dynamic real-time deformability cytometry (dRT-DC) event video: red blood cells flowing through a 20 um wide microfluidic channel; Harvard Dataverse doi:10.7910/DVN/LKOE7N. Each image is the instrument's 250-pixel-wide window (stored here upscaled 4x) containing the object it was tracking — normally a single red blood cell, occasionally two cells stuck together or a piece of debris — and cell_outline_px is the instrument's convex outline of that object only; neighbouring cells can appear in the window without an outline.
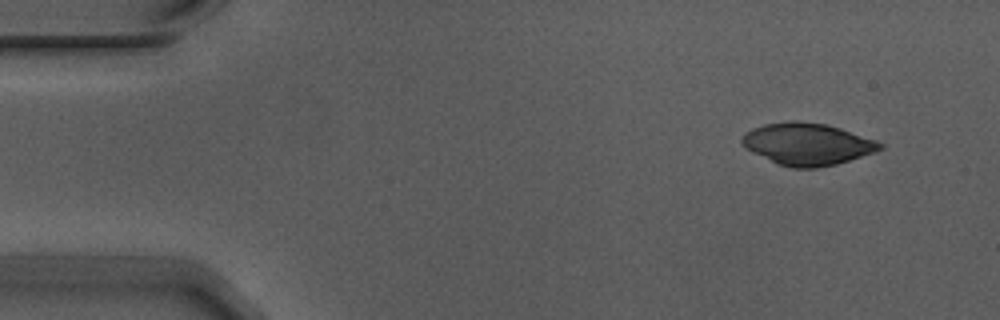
{"species": "Egyptian fruit bat (a non-hibernating species)", "species_latin": "Rousettus aegyptiacus", "temperature_condition": "warm", "stored_images_in_passage": 51, "camera_frame_rate_fps": 3000, "um_per_image_px": 0.085, "animal": {"sex": "male"}, "frame": {"image": 1, "passage_image": 1, "time_ms": 0.0, "image_size_px": [1000, 320], "cell_outline_px": [[884, 148], [876, 152], [836, 164], [816, 168], [792, 168], [776, 164], [752, 152], [740, 140], [752, 128], [764, 124], [828, 124], [876, 140], [884, 144]], "centroid_in_image_um": [68.69, 12.3], "position_along_channel_um": 16.3, "area_um2": 32.83}}